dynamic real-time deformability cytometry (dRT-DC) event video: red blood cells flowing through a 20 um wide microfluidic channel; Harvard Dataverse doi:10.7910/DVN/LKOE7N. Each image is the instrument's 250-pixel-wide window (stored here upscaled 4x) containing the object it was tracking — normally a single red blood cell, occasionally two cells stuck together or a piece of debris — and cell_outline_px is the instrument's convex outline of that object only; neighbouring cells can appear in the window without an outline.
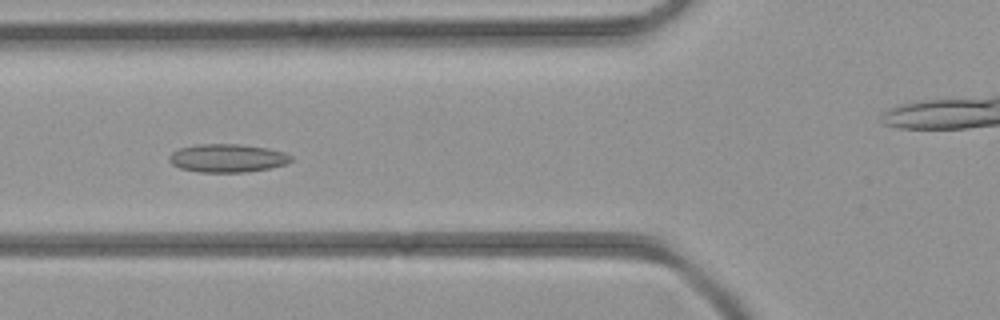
{"species": "common noctule bat (a hibernating species)", "species_latin": "Nyctalus noctula", "temperature_condition": "room temperature", "stored_images_in_passage": 5, "camera_frame_rate_fps": 3000, "um_per_image_px": 0.085, "animal": {"sex": "female", "body_mass_g": 21.9}, "frame": {"image": 1, "passage_image": 5, "time_ms": 4.667, "image_size_px": [1000, 320], "cell_outline_px": [[292, 160], [288, 164], [248, 172], [200, 172], [180, 168], [172, 164], [168, 160], [168, 156], [172, 152], [180, 148], [196, 144], [236, 144], [264, 148], [284, 152], [292, 156]], "centroid_in_image_um": [19.31, 13.44], "position_along_channel_um": 106.5, "area_um2": 20.0}}